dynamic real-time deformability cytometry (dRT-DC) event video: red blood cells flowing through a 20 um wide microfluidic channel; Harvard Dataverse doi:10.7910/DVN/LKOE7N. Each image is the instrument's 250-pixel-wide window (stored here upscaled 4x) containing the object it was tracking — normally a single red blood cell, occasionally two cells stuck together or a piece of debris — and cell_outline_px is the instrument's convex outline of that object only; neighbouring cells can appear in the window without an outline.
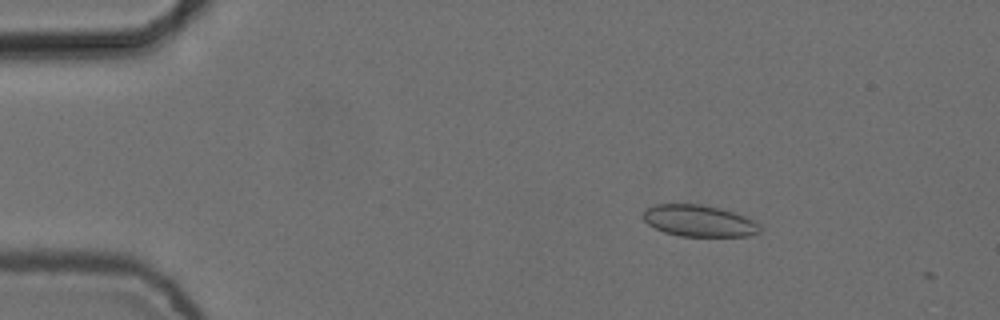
{"species": "common noctule bat (a hibernating species)", "species_latin": "Nyctalus noctula", "temperature_condition": "cold", "stored_images_in_passage": 3, "camera_frame_rate_fps": 3000, "um_per_image_px": 0.085, "animal": {"sex": "female", "body_mass_g": 24.6, "forearm_length_mm": 56.2}, "frame": {"image": 1, "passage_image": 2, "time_ms": 0.333, "image_size_px": [1000, 320], "cell_outline_px": [[760, 232], [748, 236], [680, 236], [664, 232], [648, 224], [644, 220], [644, 212], [648, 208], [656, 204], [700, 204], [720, 208], [744, 216], [752, 220], [760, 228]], "centroid_in_image_um": [59.4, 18.77], "position_along_channel_um": 25.6, "area_um2": 21.15}}